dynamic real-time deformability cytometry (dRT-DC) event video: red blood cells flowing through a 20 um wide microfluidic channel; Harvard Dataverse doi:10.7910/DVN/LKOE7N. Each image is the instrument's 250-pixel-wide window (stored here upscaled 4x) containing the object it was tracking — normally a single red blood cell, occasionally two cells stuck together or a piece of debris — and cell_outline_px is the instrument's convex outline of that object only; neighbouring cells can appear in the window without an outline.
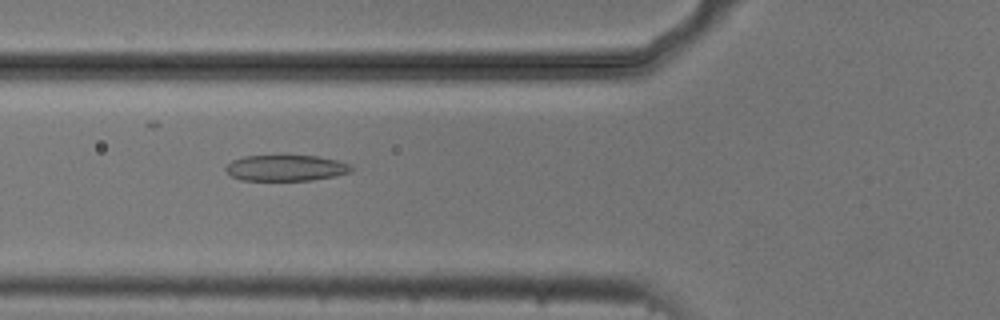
{"species": "common noctule bat (a hibernating species)", "species_latin": "Nyctalus noctula", "temperature_condition": "cold", "stored_images_in_passage": 42, "camera_frame_rate_fps": 3000, "um_per_image_px": 0.085, "animal": {"sex": "male", "body_mass_g": 20.5, "forearm_length_mm": 52.5}, "frame": {"image": 1, "passage_image": 8, "time_ms": 2.333, "image_size_px": [1000, 320], "cell_outline_px": [[352, 172], [312, 180], [240, 180], [232, 176], [224, 168], [232, 160], [244, 156], [284, 152], [316, 156], [336, 160], [348, 164], [352, 168]], "centroid_in_image_um": [24.25, 14.22], "position_along_channel_um": 101.5, "area_um2": 19.77}}
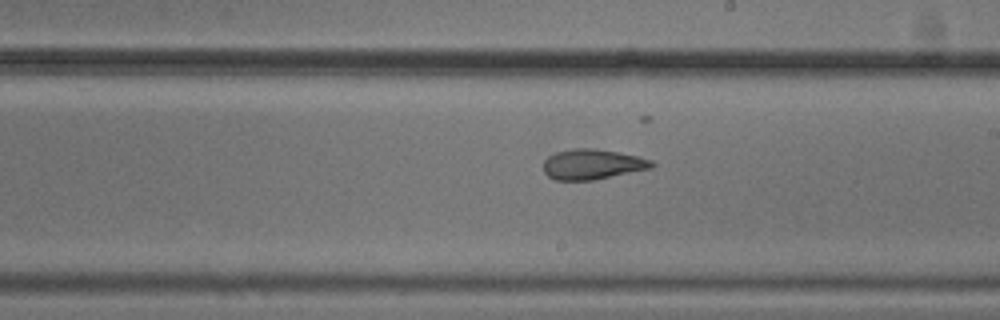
{"frame": {"image": 2, "passage_image": 19, "time_ms": 6.0, "image_size_px": [1000, 320], "cell_outline_px": [[656, 164], [652, 168], [592, 180], [556, 180], [548, 176], [544, 172], [544, 160], [548, 156], [556, 152], [572, 148], [592, 148], [616, 152], [636, 156], [652, 160]], "centroid_in_image_um": [50.34, 13.96], "position_along_channel_um": 238.7, "area_um2": 18.96}}
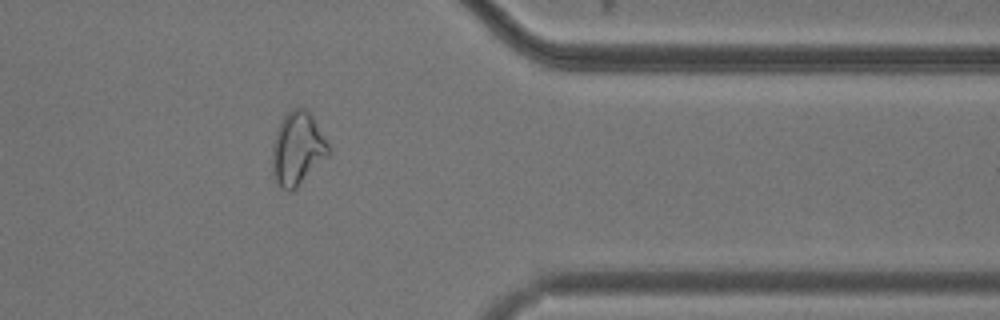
{"frame": {"image": 3, "passage_image": 32, "time_ms": 10.333, "image_size_px": [1000, 320], "cell_outline_px": [[332, 152], [292, 192], [288, 192], [280, 188], [272, 172], [272, 144], [280, 124], [284, 116], [292, 108], [304, 108], [312, 116], [332, 148]], "centroid_in_image_um": [25.3, 12.67], "position_along_channel_um": 386.1, "area_um2": 24.04}, "authors_computed_cell_mechanics": {"area_um2": 19.8254, "velocity_mm_per_s": 3.7275, "shape_relaxation_time_tau1_ms": 11.2914, "shape_relaxation_time_tau2_ms": 2.4379, "deformation_change_tau1": 0.2686, "deformation_change_tau2": 0.1093}}